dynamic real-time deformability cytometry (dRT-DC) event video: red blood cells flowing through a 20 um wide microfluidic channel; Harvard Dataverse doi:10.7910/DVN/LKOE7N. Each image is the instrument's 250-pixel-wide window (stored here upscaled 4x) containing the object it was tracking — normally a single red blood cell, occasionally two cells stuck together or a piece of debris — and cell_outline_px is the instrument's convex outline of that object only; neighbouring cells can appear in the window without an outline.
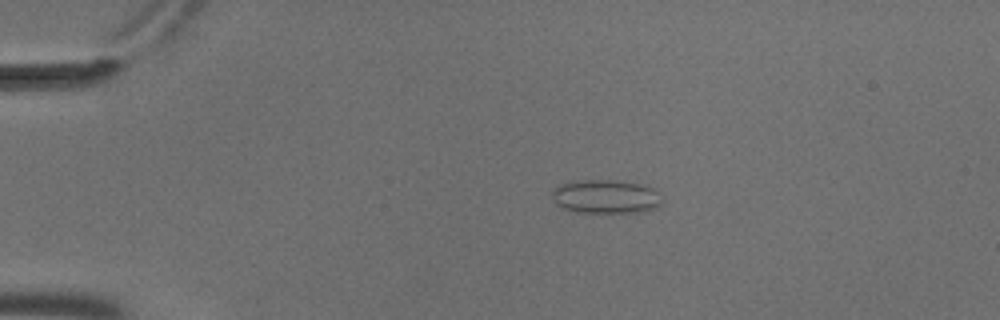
{"species": "common noctule bat (a hibernating species)", "species_latin": "Nyctalus noctula", "temperature_condition": "cold", "stored_images_in_passage": 7, "camera_frame_rate_fps": 3000, "um_per_image_px": 0.085, "animal": {"sex": "male", "body_mass_g": 18.8}, "frame": {"image": 1, "passage_image": 3, "time_ms": 0.667, "image_size_px": [1000, 320], "cell_outline_px": [[664, 200], [656, 208], [644, 212], [576, 212], [564, 208], [556, 204], [552, 200], [552, 188], [560, 184], [584, 180], [624, 180], [644, 184], [652, 188]], "centroid_in_image_um": [51.51, 16.7], "position_along_channel_um": 33.5, "area_um2": 21.91}}
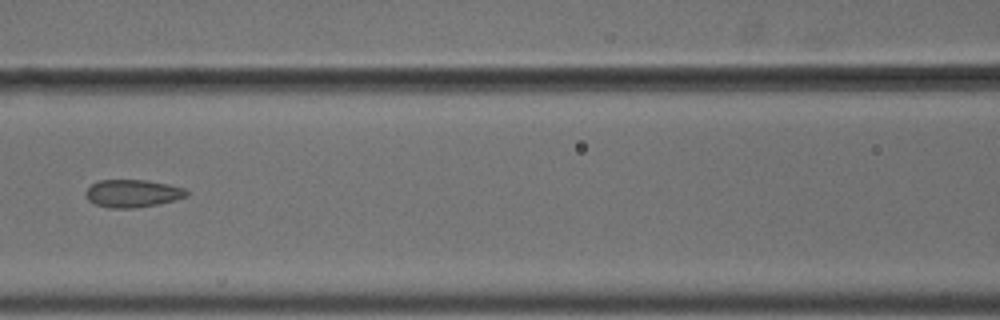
{"frame": {"image": 2, "passage_image": 7, "time_ms": 2.0, "image_size_px": [1000, 320], "cell_outline_px": [[188, 196], [176, 200], [156, 204], [132, 208], [108, 208], [96, 204], [88, 200], [84, 196], [84, 192], [92, 184], [100, 180], [148, 180], [168, 184], [184, 188], [188, 192]], "centroid_in_image_um": [11.26, 16.44], "position_along_channel_um": 155.3, "area_um2": 16.3}}